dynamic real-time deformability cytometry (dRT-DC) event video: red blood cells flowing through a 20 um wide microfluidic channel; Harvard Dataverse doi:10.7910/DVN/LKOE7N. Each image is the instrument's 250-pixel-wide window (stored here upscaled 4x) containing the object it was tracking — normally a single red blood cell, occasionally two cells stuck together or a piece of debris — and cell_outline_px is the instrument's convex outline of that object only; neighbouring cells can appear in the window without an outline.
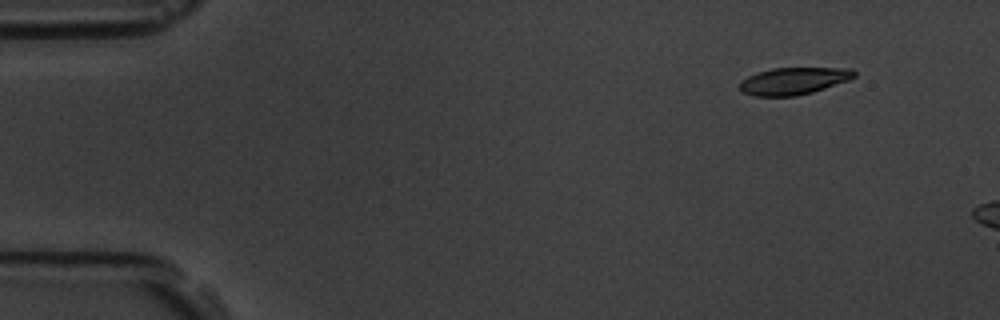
{"species": "common noctule bat (a hibernating species)", "species_latin": "Nyctalus noctula", "temperature_condition": "room temperature", "stored_images_in_passage": 3, "camera_frame_rate_fps": 3000, "um_per_image_px": 0.085, "animal": {"sex": "male", "body_mass_g": 19.5, "forearm_length_mm": 54.6}, "frame": {"image": 1, "passage_image": 1, "time_ms": 0.0, "image_size_px": [1000, 320], "cell_outline_px": [[856, 76], [848, 80], [812, 92], [796, 96], [752, 96], [744, 92], [740, 88], [740, 80], [756, 72], [772, 68], [852, 68], [856, 72]], "centroid_in_image_um": [67.44, 6.87], "position_along_channel_um": 17.6, "area_um2": 18.09}}